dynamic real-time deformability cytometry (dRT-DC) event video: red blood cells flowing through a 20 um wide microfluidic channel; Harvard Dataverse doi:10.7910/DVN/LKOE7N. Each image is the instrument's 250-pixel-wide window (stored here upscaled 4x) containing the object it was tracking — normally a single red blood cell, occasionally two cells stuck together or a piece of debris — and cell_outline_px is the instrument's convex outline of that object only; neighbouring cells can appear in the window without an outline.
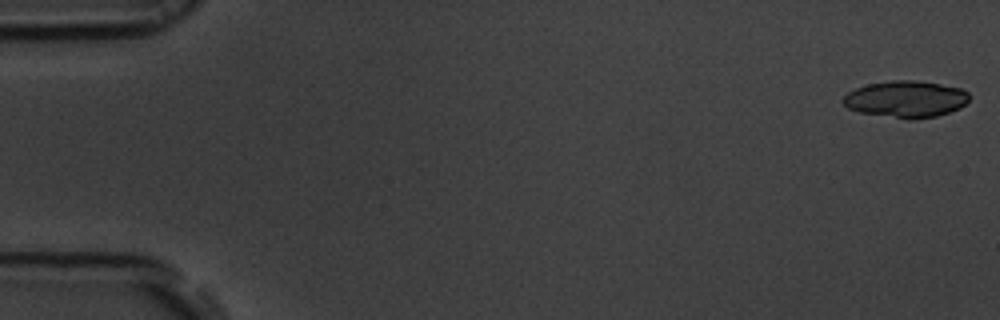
{"species": "common noctule bat (a hibernating species)", "species_latin": "Nyctalus noctula", "temperature_condition": "room temperature", "stored_images_in_passage": 54, "segment_of_instrument_passage": [1, 2], "camera_frame_rate_fps": 3000, "um_per_image_px": 0.085, "animal": {"sex": "male", "body_mass_g": 19.5, "forearm_length_mm": 54.6}, "frame": {"image": 1, "passage_image": 1, "time_ms": 0.0, "image_size_px": [1000, 320], "cell_outline_px": [[968, 100], [960, 108], [936, 116], [908, 120], [860, 112], [848, 108], [840, 100], [848, 92], [856, 88], [868, 84], [892, 80], [912, 80], [940, 84], [960, 88], [968, 92]], "centroid_in_image_um": [76.97, 8.43], "position_along_channel_um": 8.0, "area_um2": 26.88}}
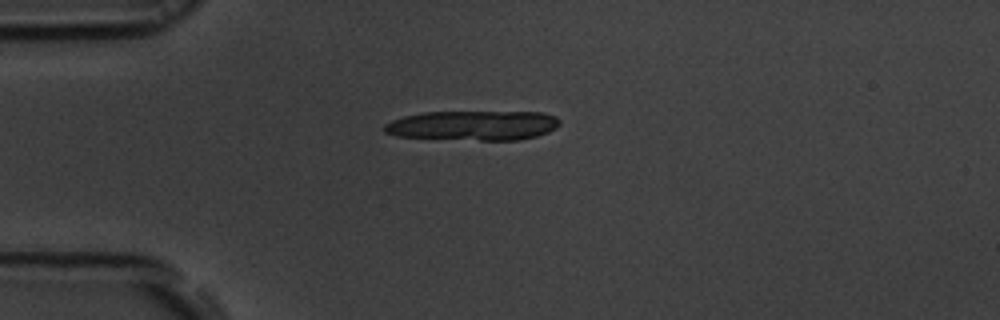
{"frame": {"image": 2, "passage_image": 14, "time_ms": 4.333, "image_size_px": [1000, 320], "cell_outline_px": [[560, 124], [556, 128], [548, 132], [536, 136], [520, 140], [480, 140], [396, 136], [384, 132], [384, 124], [392, 120], [404, 116], [424, 112], [544, 112], [556, 116], [560, 120]], "centroid_in_image_um": [40.25, 10.66], "position_along_channel_um": 44.8, "area_um2": 30.4}}